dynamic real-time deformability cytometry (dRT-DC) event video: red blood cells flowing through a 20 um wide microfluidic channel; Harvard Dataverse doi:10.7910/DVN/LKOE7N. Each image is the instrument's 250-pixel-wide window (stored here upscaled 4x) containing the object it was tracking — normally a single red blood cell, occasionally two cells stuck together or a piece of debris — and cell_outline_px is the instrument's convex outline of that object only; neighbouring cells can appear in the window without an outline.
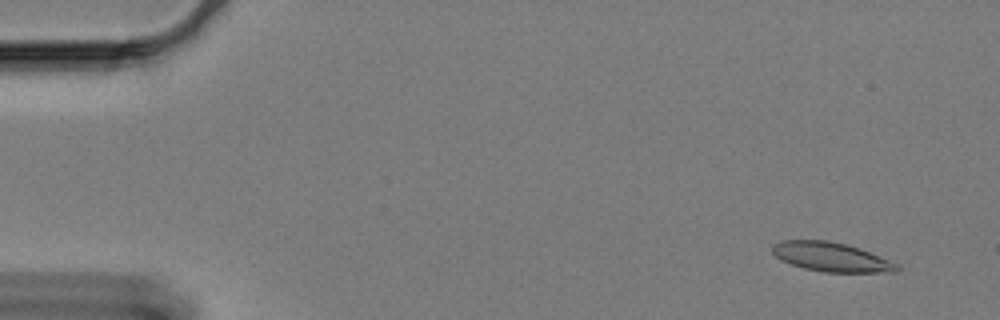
{"species": "Egyptian fruit bat (a non-hibernating species)", "species_latin": "Rousettus aegyptiacus", "temperature_condition": "cold", "stored_images_in_passage": 19, "camera_frame_rate_fps": 3000, "um_per_image_px": 0.085, "animal": {"sex": "female"}, "frame": {"image": 1, "passage_image": 4, "time_ms": 1.0, "image_size_px": [1000, 320], "cell_outline_px": [[900, 272], [824, 272], [804, 268], [780, 260], [772, 252], [772, 244], [784, 240], [828, 240], [860, 248], [900, 264]], "centroid_in_image_um": [70.68, 21.84], "position_along_channel_um": 14.3, "area_um2": 21.27}}